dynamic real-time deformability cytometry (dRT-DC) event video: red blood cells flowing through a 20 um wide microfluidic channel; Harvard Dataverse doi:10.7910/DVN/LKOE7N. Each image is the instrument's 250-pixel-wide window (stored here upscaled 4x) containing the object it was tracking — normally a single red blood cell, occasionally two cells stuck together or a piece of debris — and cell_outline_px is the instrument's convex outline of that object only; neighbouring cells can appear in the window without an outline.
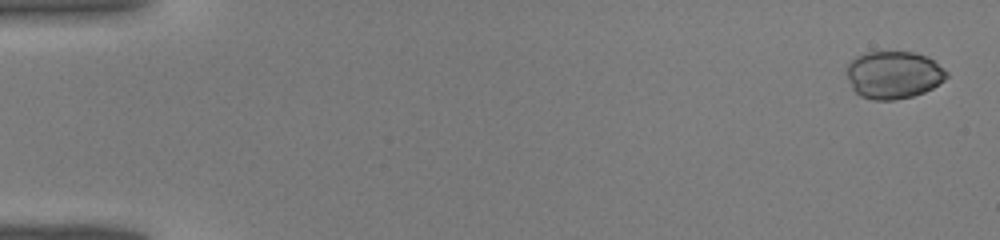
{"species": "common noctule bat (a hibernating species)", "species_latin": "Nyctalus noctula", "temperature_condition": "warm", "stored_images_in_passage": 43, "camera_frame_rate_fps": 3000, "um_per_image_px": 0.085, "animal": {"sex": "male", "body_mass_g": 19.0, "forearm_length_mm": 50.8}, "frame": {"image": 1, "passage_image": 1, "time_ms": 0.0, "image_size_px": [1000, 240], "cell_outline_px": [[948, 76], [944, 80], [932, 88], [924, 92], [912, 96], [896, 100], [872, 100], [860, 96], [852, 88], [848, 76], [848, 64], [856, 56], [864, 52], [912, 52], [928, 56], [948, 72]], "centroid_in_image_um": [75.96, 6.36], "position_along_channel_um": 9.0, "area_um2": 27.63}}
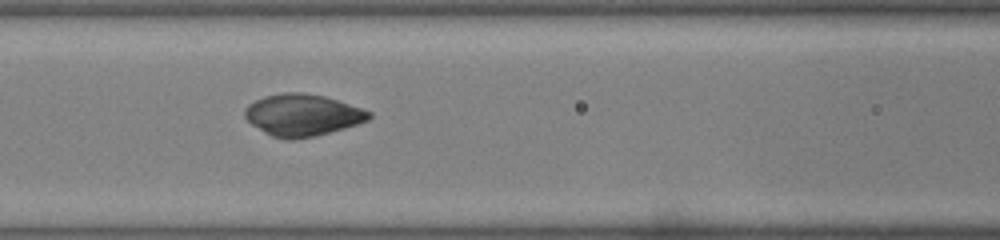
{"frame": {"image": 2, "passage_image": 19, "time_ms": 6.0, "image_size_px": [1000, 240], "cell_outline_px": [[372, 116], [368, 120], [344, 128], [312, 136], [292, 140], [288, 140], [272, 136], [264, 132], [252, 124], [244, 116], [244, 108], [248, 104], [264, 96], [284, 92], [304, 92], [324, 96], [364, 108], [372, 112]], "centroid_in_image_um": [25.71, 9.76], "position_along_channel_um": 140.9, "area_um2": 30.23}}
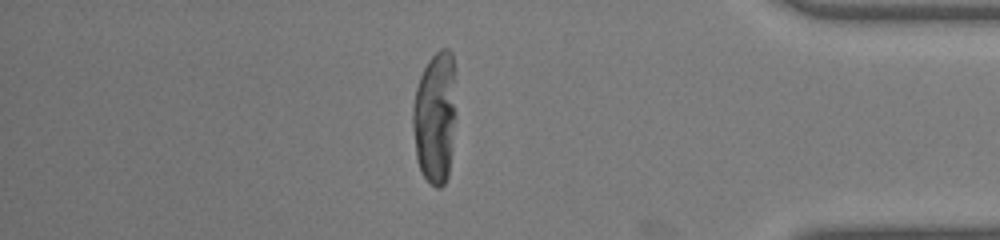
{"frame": {"image": 3, "passage_image": 37, "time_ms": 12.0, "image_size_px": [1000, 240], "cell_outline_px": [[456, 116], [448, 176], [444, 184], [440, 188], [436, 188], [424, 176], [416, 160], [412, 128], [412, 108], [416, 88], [420, 76], [428, 60], [440, 48], [448, 48], [452, 52]], "centroid_in_image_um": [36.97, 9.98], "position_along_channel_um": 398.2, "area_um2": 33.64}}